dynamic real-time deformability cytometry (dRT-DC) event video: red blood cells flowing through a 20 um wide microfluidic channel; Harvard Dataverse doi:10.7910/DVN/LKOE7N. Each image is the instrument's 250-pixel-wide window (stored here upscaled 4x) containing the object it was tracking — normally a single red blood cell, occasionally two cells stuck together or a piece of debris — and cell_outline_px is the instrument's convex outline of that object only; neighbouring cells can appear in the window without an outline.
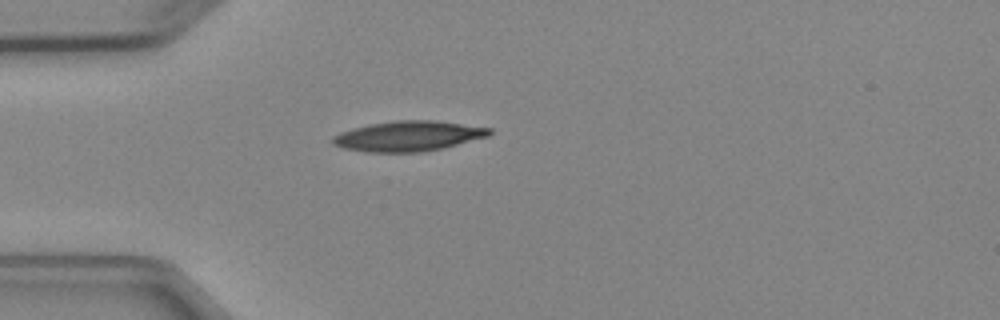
{"species": "Egyptian fruit bat (a non-hibernating species)", "species_latin": "Rousettus aegyptiacus", "temperature_condition": "cold", "stored_images_in_passage": 1, "camera_frame_rate_fps": 3000, "um_per_image_px": 0.085, "animal": {"sex": "female"}, "frame": {"image": 1, "passage_image": 1, "time_ms": 0.0, "image_size_px": [1000, 320], "cell_outline_px": [[492, 132], [488, 136], [440, 148], [420, 152], [364, 152], [344, 148], [332, 144], [332, 136], [340, 132], [352, 128], [368, 124], [392, 120], [432, 120], [492, 128]], "centroid_in_image_um": [34.64, 11.56], "position_along_channel_um": 50.4, "area_um2": 27.46}}